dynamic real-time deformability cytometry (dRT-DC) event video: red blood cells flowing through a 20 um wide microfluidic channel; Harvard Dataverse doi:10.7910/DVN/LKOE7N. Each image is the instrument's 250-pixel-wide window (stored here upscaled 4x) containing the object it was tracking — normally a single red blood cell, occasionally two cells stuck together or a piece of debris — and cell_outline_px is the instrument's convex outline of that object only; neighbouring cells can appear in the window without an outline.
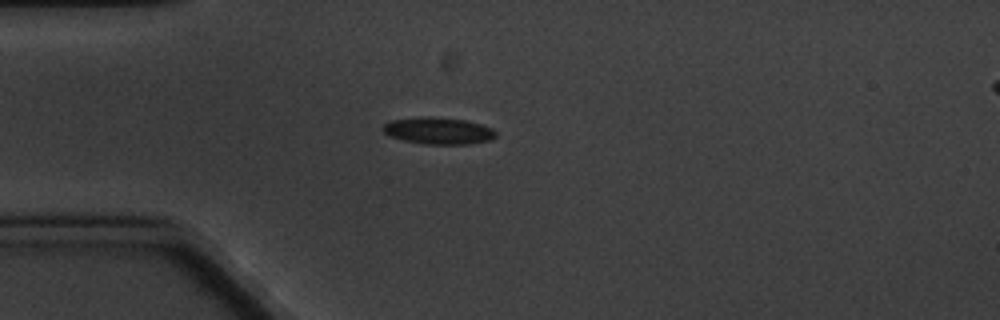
{"species": "common noctule bat (a hibernating species)", "species_latin": "Nyctalus noctula", "temperature_condition": "cold", "stored_images_in_passage": 6, "camera_frame_rate_fps": 3000, "um_per_image_px": 0.085, "animal": {"sex": "male", "body_mass_g": 20.1, "forearm_length_mm": 53.5}, "frame": {"image": 1, "passage_image": 1, "time_ms": 0.0, "image_size_px": [1000, 320], "cell_outline_px": [[496, 136], [488, 140], [468, 144], [424, 144], [404, 140], [392, 136], [384, 132], [384, 124], [392, 120], [428, 116], [432, 116], [464, 120], [480, 124], [492, 128], [496, 132]], "centroid_in_image_um": [37.29, 11.11], "position_along_channel_um": 47.7, "area_um2": 17.34}}
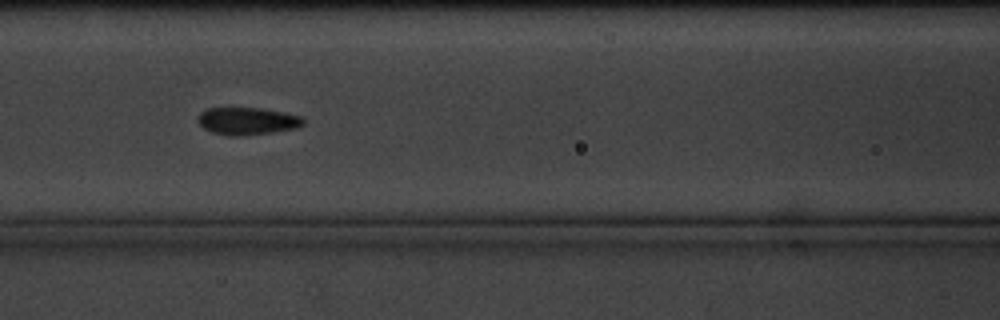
{"frame": {"image": 2, "passage_image": 4, "time_ms": 3.333, "image_size_px": [1000, 320], "cell_outline_px": [[304, 124], [296, 128], [272, 132], [240, 136], [228, 136], [212, 132], [204, 128], [196, 120], [200, 112], [208, 108], [260, 108], [284, 112], [300, 116], [304, 120]], "centroid_in_image_um": [21.0, 10.29], "position_along_channel_um": 145.6, "area_um2": 16.82}}